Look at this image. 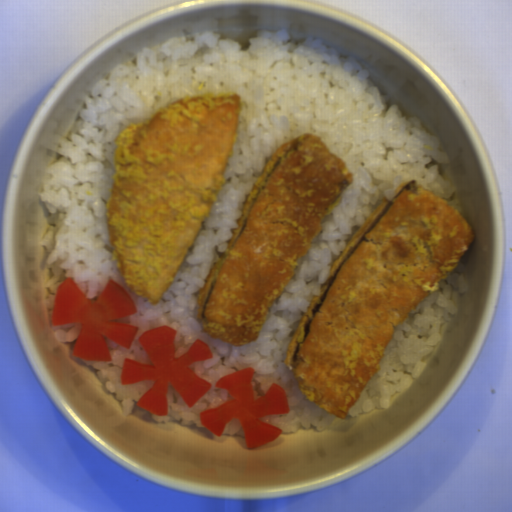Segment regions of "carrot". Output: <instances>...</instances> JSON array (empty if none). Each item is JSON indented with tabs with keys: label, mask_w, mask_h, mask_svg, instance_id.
<instances>
[{
	"label": "carrot",
	"mask_w": 512,
	"mask_h": 512,
	"mask_svg": "<svg viewBox=\"0 0 512 512\" xmlns=\"http://www.w3.org/2000/svg\"><path fill=\"white\" fill-rule=\"evenodd\" d=\"M253 373L254 367L249 366L220 378L215 387L226 389L231 400L200 413L202 426L219 438L231 420H238L246 447L251 449L277 439L283 431L260 419L273 414L285 415L290 410L287 392L278 383L271 384L255 399Z\"/></svg>",
	"instance_id": "3"
},
{
	"label": "carrot",
	"mask_w": 512,
	"mask_h": 512,
	"mask_svg": "<svg viewBox=\"0 0 512 512\" xmlns=\"http://www.w3.org/2000/svg\"><path fill=\"white\" fill-rule=\"evenodd\" d=\"M176 333L177 330L168 325L144 331L137 342L153 365L130 358L123 362L121 385L153 381L152 388L135 403L160 417L168 413L169 386L179 393L190 409L212 387L189 368L192 363L212 358L210 347L197 338L186 353L175 358Z\"/></svg>",
	"instance_id": "2"
},
{
	"label": "carrot",
	"mask_w": 512,
	"mask_h": 512,
	"mask_svg": "<svg viewBox=\"0 0 512 512\" xmlns=\"http://www.w3.org/2000/svg\"><path fill=\"white\" fill-rule=\"evenodd\" d=\"M138 312L125 288L109 279L96 301H91L73 278H66L56 290L50 322L52 326L77 323L80 331L72 355L84 361L112 360L104 340L130 349L138 325L116 320Z\"/></svg>",
	"instance_id": "1"
}]
</instances>
